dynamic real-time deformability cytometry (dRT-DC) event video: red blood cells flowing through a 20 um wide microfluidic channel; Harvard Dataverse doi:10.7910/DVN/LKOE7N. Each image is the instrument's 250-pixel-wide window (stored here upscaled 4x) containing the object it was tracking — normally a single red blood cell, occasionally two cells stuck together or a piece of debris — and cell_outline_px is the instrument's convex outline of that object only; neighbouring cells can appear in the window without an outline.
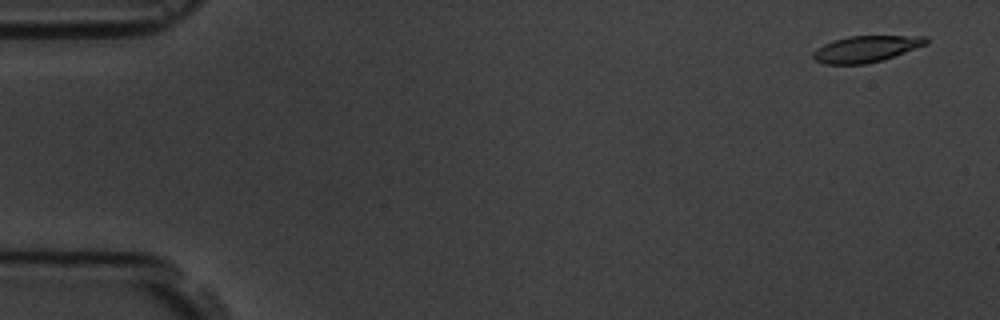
{"species": "common noctule bat (a hibernating species)", "species_latin": "Nyctalus noctula", "temperature_condition": "room temperature", "stored_images_in_passage": 5, "camera_frame_rate_fps": 3000, "um_per_image_px": 0.085, "animal": {"sex": "male", "body_mass_g": 19.5, "forearm_length_mm": 54.6}, "frame": {"image": 1, "passage_image": 1, "time_ms": 0.0, "image_size_px": [1000, 320], "cell_outline_px": [[928, 44], [880, 60], [864, 64], [824, 64], [816, 60], [812, 56], [812, 52], [816, 48], [824, 44], [848, 36], [928, 36]], "centroid_in_image_um": [73.6, 4.15], "position_along_channel_um": 11.4, "area_um2": 17.11}}
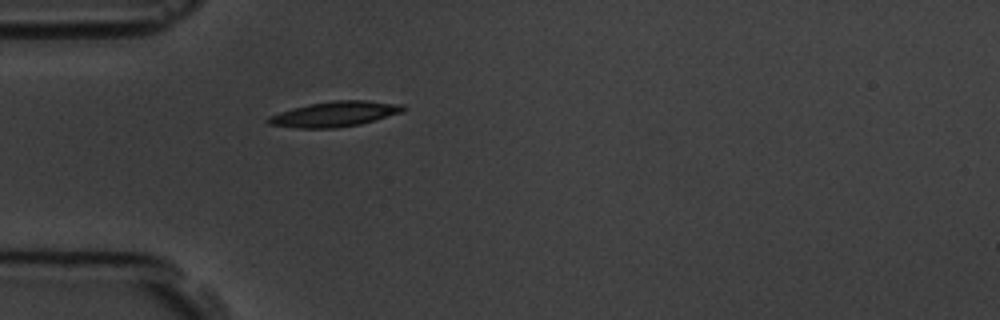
{"frame": {"image": 2, "passage_image": 5, "time_ms": 4.667, "image_size_px": [1000, 320], "cell_outline_px": [[408, 108], [404, 112], [360, 124], [336, 128], [296, 128], [268, 124], [264, 120], [268, 116], [292, 108], [308, 104], [332, 100], [368, 100], [404, 104]], "centroid_in_image_um": [28.48, 9.68], "position_along_channel_um": 56.5, "area_um2": 20.17}}